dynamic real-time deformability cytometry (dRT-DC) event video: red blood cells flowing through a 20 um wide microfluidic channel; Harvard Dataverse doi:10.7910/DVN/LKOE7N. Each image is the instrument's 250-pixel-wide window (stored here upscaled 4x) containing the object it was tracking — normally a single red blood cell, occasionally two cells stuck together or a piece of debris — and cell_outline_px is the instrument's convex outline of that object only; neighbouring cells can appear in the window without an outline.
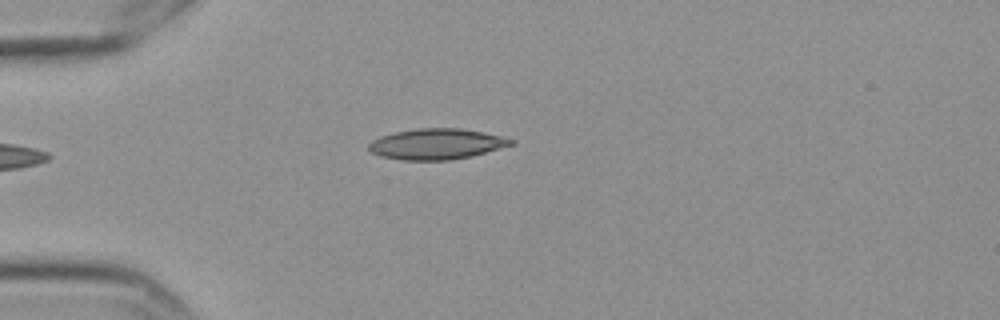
{"species": "Egyptian fruit bat (a non-hibernating species)", "species_latin": "Rousettus aegyptiacus", "temperature_condition": "cold", "stored_images_in_passage": 13, "camera_frame_rate_fps": 3000, "um_per_image_px": 0.085, "frame": {"image": 1, "passage_image": 4, "time_ms": 1.0, "image_size_px": [1000, 320], "cell_outline_px": [[516, 144], [472, 156], [452, 160], [400, 160], [380, 156], [372, 152], [368, 148], [368, 144], [372, 140], [380, 136], [396, 132], [416, 128], [460, 128], [500, 136], [516, 140]], "centroid_in_image_um": [37.11, 12.25], "position_along_channel_um": 47.9, "area_um2": 25.55}}
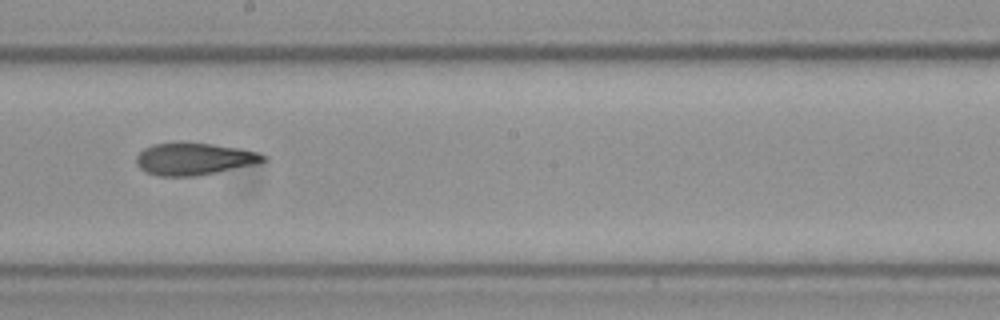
{"frame": {"image": 2, "passage_image": 9, "time_ms": 2.667, "image_size_px": [1000, 320], "cell_outline_px": [[268, 160], [252, 164], [216, 172], [196, 176], [156, 176], [144, 172], [136, 164], [136, 156], [144, 148], [152, 144], [212, 144], [236, 148], [256, 152], [268, 156]], "centroid_in_image_um": [16.45, 13.53], "position_along_channel_um": 231.7, "area_um2": 23.24}}
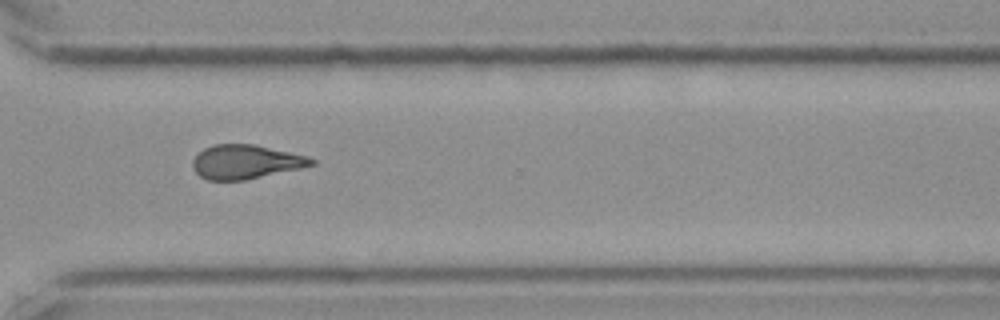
{"frame": {"image": 3, "passage_image": 12, "time_ms": 3.667, "image_size_px": [1000, 320], "cell_outline_px": [[316, 164], [300, 168], [244, 180], [208, 180], [200, 176], [192, 168], [192, 160], [204, 148], [212, 144], [252, 144], [288, 152], [304, 156], [316, 160]], "centroid_in_image_um": [20.83, 13.76], "position_along_channel_um": 349.8, "area_um2": 23.24}}